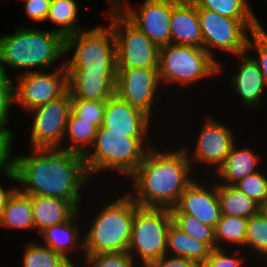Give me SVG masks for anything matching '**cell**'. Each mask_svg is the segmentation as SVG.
Masks as SVG:
<instances>
[{
  "label": "cell",
  "mask_w": 267,
  "mask_h": 267,
  "mask_svg": "<svg viewBox=\"0 0 267 267\" xmlns=\"http://www.w3.org/2000/svg\"><path fill=\"white\" fill-rule=\"evenodd\" d=\"M33 150V151H32ZM28 156H14L18 190L27 195L66 199L78 208L81 186L89 181L83 155L58 148H31Z\"/></svg>",
  "instance_id": "6da1fadb"
},
{
  "label": "cell",
  "mask_w": 267,
  "mask_h": 267,
  "mask_svg": "<svg viewBox=\"0 0 267 267\" xmlns=\"http://www.w3.org/2000/svg\"><path fill=\"white\" fill-rule=\"evenodd\" d=\"M189 149L160 151L150 148L129 176L134 192H127L141 208L172 209L180 195L195 181ZM136 190V191H135ZM133 192V194H132Z\"/></svg>",
  "instance_id": "7a4b0ae2"
},
{
  "label": "cell",
  "mask_w": 267,
  "mask_h": 267,
  "mask_svg": "<svg viewBox=\"0 0 267 267\" xmlns=\"http://www.w3.org/2000/svg\"><path fill=\"white\" fill-rule=\"evenodd\" d=\"M64 55L65 37L54 30L19 26L15 32L0 36V74L5 76H9L6 66L26 72L35 67L47 69Z\"/></svg>",
  "instance_id": "3957f363"
},
{
  "label": "cell",
  "mask_w": 267,
  "mask_h": 267,
  "mask_svg": "<svg viewBox=\"0 0 267 267\" xmlns=\"http://www.w3.org/2000/svg\"><path fill=\"white\" fill-rule=\"evenodd\" d=\"M149 133H118L100 126L91 149L83 155L89 176L114 170L129 177L140 165L147 151ZM145 144V145H144ZM145 147H147L145 149Z\"/></svg>",
  "instance_id": "277c9868"
},
{
  "label": "cell",
  "mask_w": 267,
  "mask_h": 267,
  "mask_svg": "<svg viewBox=\"0 0 267 267\" xmlns=\"http://www.w3.org/2000/svg\"><path fill=\"white\" fill-rule=\"evenodd\" d=\"M106 202L96 213L84 237V256L128 252L135 212L140 208L128 193Z\"/></svg>",
  "instance_id": "5b68a950"
},
{
  "label": "cell",
  "mask_w": 267,
  "mask_h": 267,
  "mask_svg": "<svg viewBox=\"0 0 267 267\" xmlns=\"http://www.w3.org/2000/svg\"><path fill=\"white\" fill-rule=\"evenodd\" d=\"M66 70L117 71L116 42L112 26L97 25L65 37Z\"/></svg>",
  "instance_id": "8992f818"
},
{
  "label": "cell",
  "mask_w": 267,
  "mask_h": 267,
  "mask_svg": "<svg viewBox=\"0 0 267 267\" xmlns=\"http://www.w3.org/2000/svg\"><path fill=\"white\" fill-rule=\"evenodd\" d=\"M222 66L203 47L168 44L159 48L158 71L160 82L194 84L201 79L212 78L221 72Z\"/></svg>",
  "instance_id": "52a82bcc"
},
{
  "label": "cell",
  "mask_w": 267,
  "mask_h": 267,
  "mask_svg": "<svg viewBox=\"0 0 267 267\" xmlns=\"http://www.w3.org/2000/svg\"><path fill=\"white\" fill-rule=\"evenodd\" d=\"M171 223L170 209L140 207L135 212L128 253L136 263L141 262V266L146 267L167 255V234Z\"/></svg>",
  "instance_id": "ba28073f"
},
{
  "label": "cell",
  "mask_w": 267,
  "mask_h": 267,
  "mask_svg": "<svg viewBox=\"0 0 267 267\" xmlns=\"http://www.w3.org/2000/svg\"><path fill=\"white\" fill-rule=\"evenodd\" d=\"M107 1L111 7L108 14L115 36L117 68H158L159 47Z\"/></svg>",
  "instance_id": "9c48e42d"
},
{
  "label": "cell",
  "mask_w": 267,
  "mask_h": 267,
  "mask_svg": "<svg viewBox=\"0 0 267 267\" xmlns=\"http://www.w3.org/2000/svg\"><path fill=\"white\" fill-rule=\"evenodd\" d=\"M201 25L202 47L214 58L211 48L232 55L247 52L248 34L257 29V19H231L209 9H197Z\"/></svg>",
  "instance_id": "30bf717a"
},
{
  "label": "cell",
  "mask_w": 267,
  "mask_h": 267,
  "mask_svg": "<svg viewBox=\"0 0 267 267\" xmlns=\"http://www.w3.org/2000/svg\"><path fill=\"white\" fill-rule=\"evenodd\" d=\"M14 83V102L27 111L57 100L68 91L65 62L54 72L19 73Z\"/></svg>",
  "instance_id": "8fae6325"
},
{
  "label": "cell",
  "mask_w": 267,
  "mask_h": 267,
  "mask_svg": "<svg viewBox=\"0 0 267 267\" xmlns=\"http://www.w3.org/2000/svg\"><path fill=\"white\" fill-rule=\"evenodd\" d=\"M32 112L31 146L33 148H59L63 142L66 124L71 112V95L67 91L57 100L36 107Z\"/></svg>",
  "instance_id": "7c38bea8"
},
{
  "label": "cell",
  "mask_w": 267,
  "mask_h": 267,
  "mask_svg": "<svg viewBox=\"0 0 267 267\" xmlns=\"http://www.w3.org/2000/svg\"><path fill=\"white\" fill-rule=\"evenodd\" d=\"M109 1L159 48L171 44L172 0H144L137 9L123 0Z\"/></svg>",
  "instance_id": "4fadbf2b"
},
{
  "label": "cell",
  "mask_w": 267,
  "mask_h": 267,
  "mask_svg": "<svg viewBox=\"0 0 267 267\" xmlns=\"http://www.w3.org/2000/svg\"><path fill=\"white\" fill-rule=\"evenodd\" d=\"M160 84L158 68H117L115 94L151 118Z\"/></svg>",
  "instance_id": "5bb4252c"
},
{
  "label": "cell",
  "mask_w": 267,
  "mask_h": 267,
  "mask_svg": "<svg viewBox=\"0 0 267 267\" xmlns=\"http://www.w3.org/2000/svg\"><path fill=\"white\" fill-rule=\"evenodd\" d=\"M212 117L206 118L200 129L194 153L188 157L191 164L205 163L217 169L223 164L233 145L234 132Z\"/></svg>",
  "instance_id": "9a60e30c"
},
{
  "label": "cell",
  "mask_w": 267,
  "mask_h": 267,
  "mask_svg": "<svg viewBox=\"0 0 267 267\" xmlns=\"http://www.w3.org/2000/svg\"><path fill=\"white\" fill-rule=\"evenodd\" d=\"M194 181L181 195L171 214L194 216L201 223L215 229L220 220V206L217 195V183L208 188Z\"/></svg>",
  "instance_id": "2e32d148"
},
{
  "label": "cell",
  "mask_w": 267,
  "mask_h": 267,
  "mask_svg": "<svg viewBox=\"0 0 267 267\" xmlns=\"http://www.w3.org/2000/svg\"><path fill=\"white\" fill-rule=\"evenodd\" d=\"M117 71L67 70L71 98L107 101L115 95Z\"/></svg>",
  "instance_id": "e0dca14e"
},
{
  "label": "cell",
  "mask_w": 267,
  "mask_h": 267,
  "mask_svg": "<svg viewBox=\"0 0 267 267\" xmlns=\"http://www.w3.org/2000/svg\"><path fill=\"white\" fill-rule=\"evenodd\" d=\"M151 119L115 94L106 101L102 126L110 132L149 133Z\"/></svg>",
  "instance_id": "ac0fdd59"
},
{
  "label": "cell",
  "mask_w": 267,
  "mask_h": 267,
  "mask_svg": "<svg viewBox=\"0 0 267 267\" xmlns=\"http://www.w3.org/2000/svg\"><path fill=\"white\" fill-rule=\"evenodd\" d=\"M171 44L202 47L197 7L191 0H172Z\"/></svg>",
  "instance_id": "d6986e66"
},
{
  "label": "cell",
  "mask_w": 267,
  "mask_h": 267,
  "mask_svg": "<svg viewBox=\"0 0 267 267\" xmlns=\"http://www.w3.org/2000/svg\"><path fill=\"white\" fill-rule=\"evenodd\" d=\"M242 62L238 70L231 76V88L240 96L245 107H260L261 97L265 90L263 75L257 62L248 52L236 55Z\"/></svg>",
  "instance_id": "ffe728a7"
},
{
  "label": "cell",
  "mask_w": 267,
  "mask_h": 267,
  "mask_svg": "<svg viewBox=\"0 0 267 267\" xmlns=\"http://www.w3.org/2000/svg\"><path fill=\"white\" fill-rule=\"evenodd\" d=\"M31 203L34 230L39 234L48 227L70 221L80 210L73 202L55 197L34 195Z\"/></svg>",
  "instance_id": "44dd1931"
},
{
  "label": "cell",
  "mask_w": 267,
  "mask_h": 267,
  "mask_svg": "<svg viewBox=\"0 0 267 267\" xmlns=\"http://www.w3.org/2000/svg\"><path fill=\"white\" fill-rule=\"evenodd\" d=\"M236 146L233 145L223 164L215 171L217 177L222 179V183L219 182V184L235 185L241 179L259 171L257 167L261 162L259 154L249 149L248 146L246 148Z\"/></svg>",
  "instance_id": "7402d4cb"
},
{
  "label": "cell",
  "mask_w": 267,
  "mask_h": 267,
  "mask_svg": "<svg viewBox=\"0 0 267 267\" xmlns=\"http://www.w3.org/2000/svg\"><path fill=\"white\" fill-rule=\"evenodd\" d=\"M78 214L79 212L70 221L53 225L40 233L44 238L45 246L60 253L64 258L71 257L69 253L76 249L84 251V237H80L81 225Z\"/></svg>",
  "instance_id": "603a6c76"
},
{
  "label": "cell",
  "mask_w": 267,
  "mask_h": 267,
  "mask_svg": "<svg viewBox=\"0 0 267 267\" xmlns=\"http://www.w3.org/2000/svg\"><path fill=\"white\" fill-rule=\"evenodd\" d=\"M212 250L208 244L193 239L173 222L169 226L167 255L193 260L201 267L210 256Z\"/></svg>",
  "instance_id": "cb8c5ba5"
},
{
  "label": "cell",
  "mask_w": 267,
  "mask_h": 267,
  "mask_svg": "<svg viewBox=\"0 0 267 267\" xmlns=\"http://www.w3.org/2000/svg\"><path fill=\"white\" fill-rule=\"evenodd\" d=\"M221 216L250 218L260 211V205L234 185L217 184Z\"/></svg>",
  "instance_id": "d4e9b609"
},
{
  "label": "cell",
  "mask_w": 267,
  "mask_h": 267,
  "mask_svg": "<svg viewBox=\"0 0 267 267\" xmlns=\"http://www.w3.org/2000/svg\"><path fill=\"white\" fill-rule=\"evenodd\" d=\"M0 227L34 230L31 195L15 191L0 214Z\"/></svg>",
  "instance_id": "484cf974"
},
{
  "label": "cell",
  "mask_w": 267,
  "mask_h": 267,
  "mask_svg": "<svg viewBox=\"0 0 267 267\" xmlns=\"http://www.w3.org/2000/svg\"><path fill=\"white\" fill-rule=\"evenodd\" d=\"M98 128L94 125V121L82 120L77 117L72 111L69 114L66 124V130L63 141L67 138L71 144L58 149L72 151L84 155L92 146ZM87 146L89 148H87Z\"/></svg>",
  "instance_id": "4316f807"
},
{
  "label": "cell",
  "mask_w": 267,
  "mask_h": 267,
  "mask_svg": "<svg viewBox=\"0 0 267 267\" xmlns=\"http://www.w3.org/2000/svg\"><path fill=\"white\" fill-rule=\"evenodd\" d=\"M78 7L75 0H52L47 20L58 26L54 31L67 37L83 30L77 21Z\"/></svg>",
  "instance_id": "83f0119b"
},
{
  "label": "cell",
  "mask_w": 267,
  "mask_h": 267,
  "mask_svg": "<svg viewBox=\"0 0 267 267\" xmlns=\"http://www.w3.org/2000/svg\"><path fill=\"white\" fill-rule=\"evenodd\" d=\"M247 222L244 217L221 216L214 229L216 248H223L224 242L245 247Z\"/></svg>",
  "instance_id": "f1b7e54d"
},
{
  "label": "cell",
  "mask_w": 267,
  "mask_h": 267,
  "mask_svg": "<svg viewBox=\"0 0 267 267\" xmlns=\"http://www.w3.org/2000/svg\"><path fill=\"white\" fill-rule=\"evenodd\" d=\"M197 9H209L231 19H258L247 0H191Z\"/></svg>",
  "instance_id": "f546056e"
},
{
  "label": "cell",
  "mask_w": 267,
  "mask_h": 267,
  "mask_svg": "<svg viewBox=\"0 0 267 267\" xmlns=\"http://www.w3.org/2000/svg\"><path fill=\"white\" fill-rule=\"evenodd\" d=\"M172 222L193 239L216 248L215 230L213 227L201 223L194 216L187 214H171Z\"/></svg>",
  "instance_id": "4dcf8cb0"
},
{
  "label": "cell",
  "mask_w": 267,
  "mask_h": 267,
  "mask_svg": "<svg viewBox=\"0 0 267 267\" xmlns=\"http://www.w3.org/2000/svg\"><path fill=\"white\" fill-rule=\"evenodd\" d=\"M245 246L261 258L267 256V217L260 211L248 218Z\"/></svg>",
  "instance_id": "1f68e13d"
},
{
  "label": "cell",
  "mask_w": 267,
  "mask_h": 267,
  "mask_svg": "<svg viewBox=\"0 0 267 267\" xmlns=\"http://www.w3.org/2000/svg\"><path fill=\"white\" fill-rule=\"evenodd\" d=\"M24 267H57L64 257L45 245L30 242L24 247Z\"/></svg>",
  "instance_id": "d6a6232c"
},
{
  "label": "cell",
  "mask_w": 267,
  "mask_h": 267,
  "mask_svg": "<svg viewBox=\"0 0 267 267\" xmlns=\"http://www.w3.org/2000/svg\"><path fill=\"white\" fill-rule=\"evenodd\" d=\"M105 106L106 101L71 98V111L82 120L94 121L97 128L103 124Z\"/></svg>",
  "instance_id": "836d02e7"
},
{
  "label": "cell",
  "mask_w": 267,
  "mask_h": 267,
  "mask_svg": "<svg viewBox=\"0 0 267 267\" xmlns=\"http://www.w3.org/2000/svg\"><path fill=\"white\" fill-rule=\"evenodd\" d=\"M265 174V175H264ZM242 193L251 197L259 205L267 200V175L257 171L241 179L234 185Z\"/></svg>",
  "instance_id": "e575fe53"
},
{
  "label": "cell",
  "mask_w": 267,
  "mask_h": 267,
  "mask_svg": "<svg viewBox=\"0 0 267 267\" xmlns=\"http://www.w3.org/2000/svg\"><path fill=\"white\" fill-rule=\"evenodd\" d=\"M251 35L252 39L249 38L247 43V52L249 53L251 50L258 51L257 56L256 54L255 56L251 54V56L257 62L264 78L265 88H267V32L264 30L259 19H257V29Z\"/></svg>",
  "instance_id": "d590c367"
},
{
  "label": "cell",
  "mask_w": 267,
  "mask_h": 267,
  "mask_svg": "<svg viewBox=\"0 0 267 267\" xmlns=\"http://www.w3.org/2000/svg\"><path fill=\"white\" fill-rule=\"evenodd\" d=\"M12 102L14 103V82L11 77L0 74V133H13L6 124Z\"/></svg>",
  "instance_id": "8d00e7d4"
},
{
  "label": "cell",
  "mask_w": 267,
  "mask_h": 267,
  "mask_svg": "<svg viewBox=\"0 0 267 267\" xmlns=\"http://www.w3.org/2000/svg\"><path fill=\"white\" fill-rule=\"evenodd\" d=\"M87 267H137L128 252L85 255Z\"/></svg>",
  "instance_id": "74e56055"
},
{
  "label": "cell",
  "mask_w": 267,
  "mask_h": 267,
  "mask_svg": "<svg viewBox=\"0 0 267 267\" xmlns=\"http://www.w3.org/2000/svg\"><path fill=\"white\" fill-rule=\"evenodd\" d=\"M13 133H0V173L7 176L9 180L17 183V178L14 173V157L11 154V144Z\"/></svg>",
  "instance_id": "f35d334b"
},
{
  "label": "cell",
  "mask_w": 267,
  "mask_h": 267,
  "mask_svg": "<svg viewBox=\"0 0 267 267\" xmlns=\"http://www.w3.org/2000/svg\"><path fill=\"white\" fill-rule=\"evenodd\" d=\"M228 254L224 248H214L201 267H242L243 258Z\"/></svg>",
  "instance_id": "ab89813d"
},
{
  "label": "cell",
  "mask_w": 267,
  "mask_h": 267,
  "mask_svg": "<svg viewBox=\"0 0 267 267\" xmlns=\"http://www.w3.org/2000/svg\"><path fill=\"white\" fill-rule=\"evenodd\" d=\"M52 0H29L25 1L27 16L35 22L47 20L48 11Z\"/></svg>",
  "instance_id": "60d3db41"
},
{
  "label": "cell",
  "mask_w": 267,
  "mask_h": 267,
  "mask_svg": "<svg viewBox=\"0 0 267 267\" xmlns=\"http://www.w3.org/2000/svg\"><path fill=\"white\" fill-rule=\"evenodd\" d=\"M146 267H200L196 262L182 257L165 255L150 262Z\"/></svg>",
  "instance_id": "b9f144b4"
},
{
  "label": "cell",
  "mask_w": 267,
  "mask_h": 267,
  "mask_svg": "<svg viewBox=\"0 0 267 267\" xmlns=\"http://www.w3.org/2000/svg\"><path fill=\"white\" fill-rule=\"evenodd\" d=\"M17 189L18 188L16 186V187L8 188L6 190L5 188L2 187V185H0V214L2 210L6 207L11 196L15 193Z\"/></svg>",
  "instance_id": "7bdbcfd3"
},
{
  "label": "cell",
  "mask_w": 267,
  "mask_h": 267,
  "mask_svg": "<svg viewBox=\"0 0 267 267\" xmlns=\"http://www.w3.org/2000/svg\"><path fill=\"white\" fill-rule=\"evenodd\" d=\"M71 259L72 258H64L63 261L57 267H77L75 265L76 263H73ZM84 264V267H87L86 259L84 261Z\"/></svg>",
  "instance_id": "ee69618b"
},
{
  "label": "cell",
  "mask_w": 267,
  "mask_h": 267,
  "mask_svg": "<svg viewBox=\"0 0 267 267\" xmlns=\"http://www.w3.org/2000/svg\"><path fill=\"white\" fill-rule=\"evenodd\" d=\"M260 212L267 217V200L260 205Z\"/></svg>",
  "instance_id": "f6af8a7d"
}]
</instances>
